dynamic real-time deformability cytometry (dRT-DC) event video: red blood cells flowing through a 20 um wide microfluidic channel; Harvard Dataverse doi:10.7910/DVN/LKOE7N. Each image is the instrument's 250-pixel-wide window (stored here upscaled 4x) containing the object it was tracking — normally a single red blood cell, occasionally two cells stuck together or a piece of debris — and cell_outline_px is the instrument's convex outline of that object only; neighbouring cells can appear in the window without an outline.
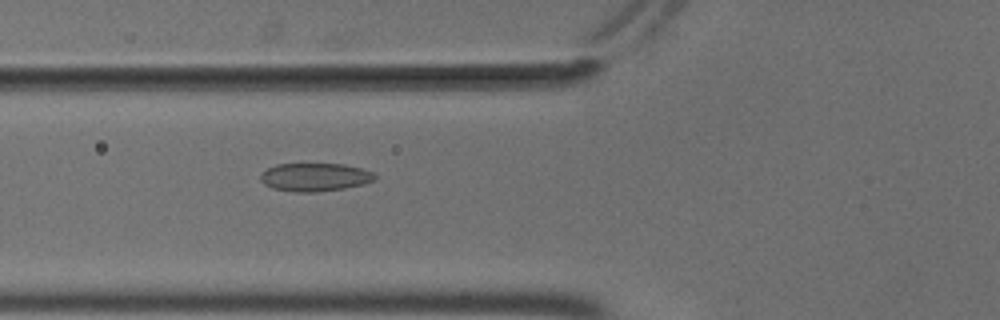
{"species": "common noctule bat (a hibernating species)", "species_latin": "Nyctalus noctula", "temperature_condition": "cold", "stored_images_in_passage": 56, "camera_frame_rate_fps": 3000, "um_per_image_px": 0.085, "animal": {"sex": "male", "body_mass_g": 18.8}, "frame": {"image": 1, "passage_image": 22, "time_ms": 7.0, "image_size_px": [1000, 320], "cell_outline_px": [[376, 180], [364, 184], [344, 188], [316, 192], [296, 192], [272, 188], [264, 184], [260, 180], [260, 172], [276, 164], [344, 164], [360, 168], [372, 172], [376, 176]], "centroid_in_image_um": [26.75, 15.05], "position_along_channel_um": 99.1, "area_um2": 18.84}}
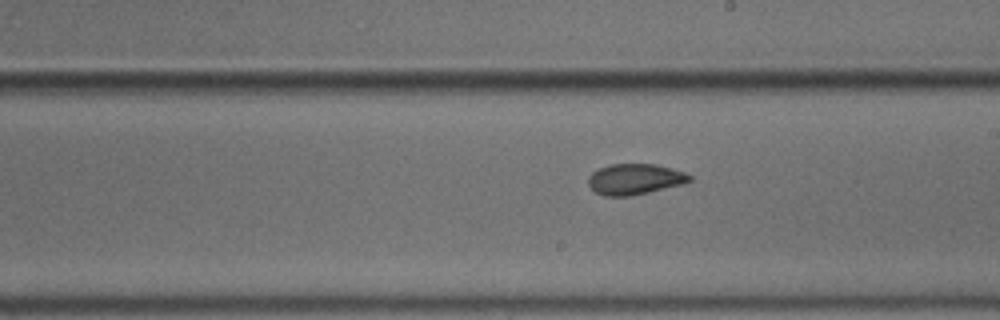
{"frame": {"image": 2, "passage_image": 33, "time_ms": 10.667, "image_size_px": [1000, 320], "cell_outline_px": [[692, 180], [684, 184], [632, 196], [604, 196], [596, 192], [588, 184], [588, 176], [592, 172], [608, 164], [656, 164], [672, 168], [684, 172], [692, 176]], "centroid_in_image_um": [53.97, 15.23], "position_along_channel_um": 235.0, "area_um2": 18.32}}
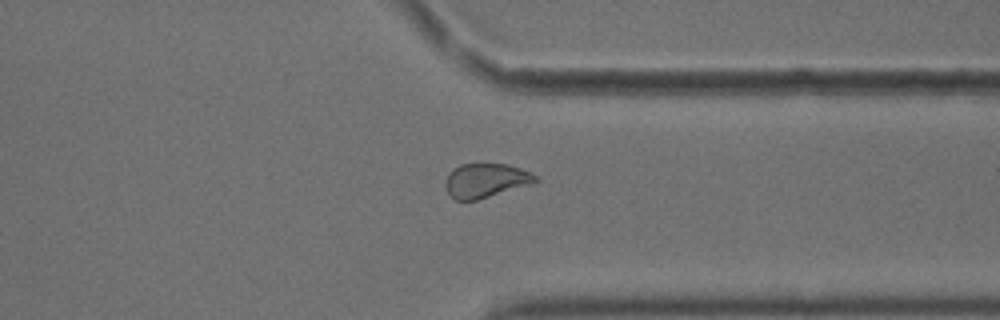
{"frame": {"image": 3, "passage_image": 44, "time_ms": 14.333, "image_size_px": [1000, 320], "cell_outline_px": [[540, 180], [536, 184], [476, 200], [456, 200], [448, 192], [444, 184], [444, 180], [460, 164], [508, 164], [520, 168], [536, 176]], "centroid_in_image_um": [41.35, 15.35], "position_along_channel_um": 370.1, "area_um2": 17.98}, "authors_computed_cell_mechanics": {"area_um2": 19.2763, "velocity_mm_per_s": 3.6905, "shape_relaxation_time_tau1_ms": 10.162, "shape_relaxation_time_tau2_ms": 1.3042, "deformation_change_tau1": 0.1709, "deformation_change_tau2": 0.0458}}